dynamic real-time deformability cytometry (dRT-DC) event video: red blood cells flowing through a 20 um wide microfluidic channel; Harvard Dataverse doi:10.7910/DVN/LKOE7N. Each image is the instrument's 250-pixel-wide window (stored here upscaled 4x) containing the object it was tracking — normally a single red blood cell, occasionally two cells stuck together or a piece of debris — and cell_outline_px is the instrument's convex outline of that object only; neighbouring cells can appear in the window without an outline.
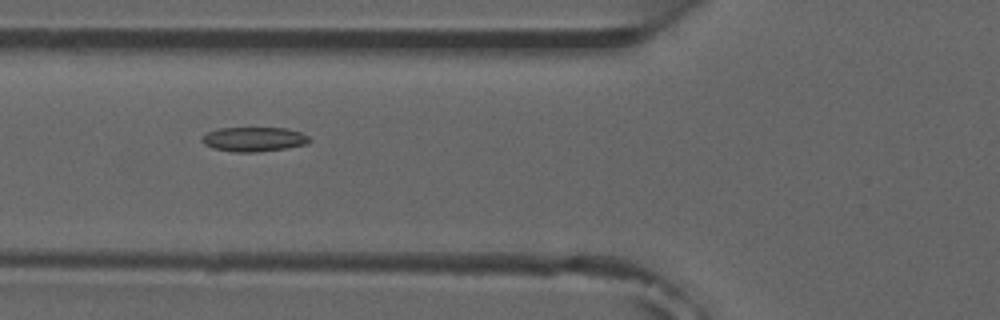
{"species": "common noctule bat (a hibernating species)", "species_latin": "Nyctalus noctula", "temperature_condition": "room temperature", "stored_images_in_passage": 8, "camera_frame_rate_fps": 3000, "um_per_image_px": 0.085, "animal": {"sex": "male", "forearm_length_mm": 52.5}, "frame": {"image": 1, "passage_image": 5, "time_ms": 5.667, "image_size_px": [1000, 320], "cell_outline_px": [[312, 140], [308, 144], [284, 148], [256, 152], [236, 152], [212, 148], [204, 144], [200, 140], [208, 132], [220, 128], [288, 128], [300, 132], [308, 136]], "centroid_in_image_um": [21.6, 11.83], "position_along_channel_um": 104.2, "area_um2": 15.26}}
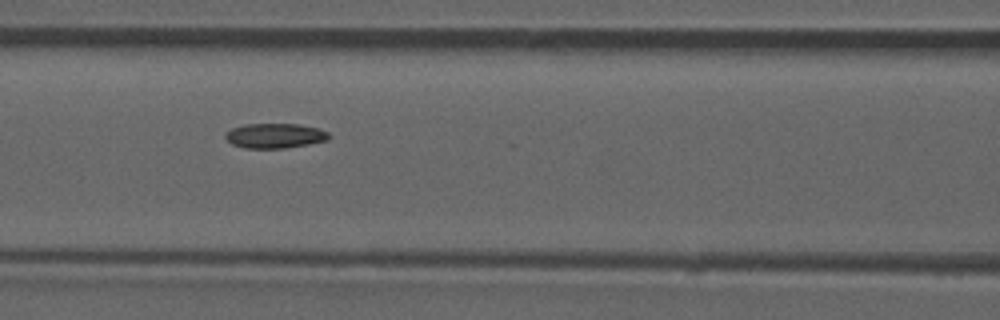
{"frame": {"image": 2, "passage_image": 6, "time_ms": 6.667, "image_size_px": [1000, 320], "cell_outline_px": [[332, 136], [328, 140], [308, 144], [284, 148], [244, 148], [232, 144], [224, 136], [232, 128], [244, 124], [300, 124], [320, 128], [328, 132]], "centroid_in_image_um": [23.41, 11.53], "position_along_channel_um": 143.2, "area_um2": 15.03}}